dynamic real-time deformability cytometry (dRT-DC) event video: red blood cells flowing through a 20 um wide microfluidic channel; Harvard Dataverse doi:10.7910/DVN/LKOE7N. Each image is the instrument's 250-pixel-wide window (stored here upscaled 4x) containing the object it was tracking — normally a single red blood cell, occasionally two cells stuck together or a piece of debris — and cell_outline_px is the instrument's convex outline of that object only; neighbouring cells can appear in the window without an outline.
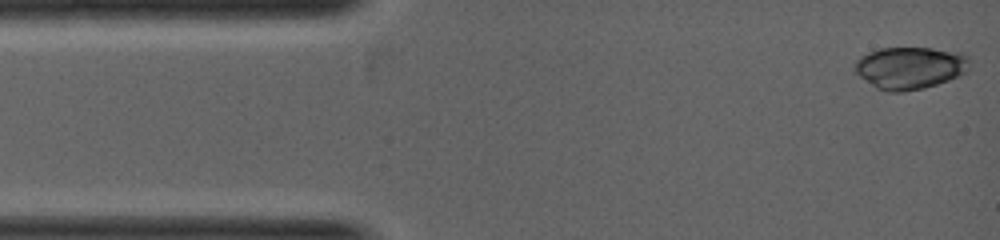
{"species": "common noctule bat (a hibernating species)", "species_latin": "Nyctalus noctula", "temperature_condition": "warm", "stored_images_in_passage": 7, "camera_frame_rate_fps": 5000, "um_per_image_px": 0.085, "animal": {"sex": "female", "body_mass_g": 19.0, "forearm_length_mm": 53.3}, "frame": {"image": 1, "passage_image": 1, "time_ms": 0.0, "image_size_px": [1000, 240], "cell_outline_px": [[968, 72], [960, 76], [924, 88], [904, 92], [888, 92], [876, 88], [860, 76], [856, 72], [852, 64], [860, 56], [868, 52], [880, 48], [932, 48], [964, 52], [968, 56]], "centroid_in_image_um": [77.35, 5.76], "position_along_channel_um": 7.6, "area_um2": 28.55}}
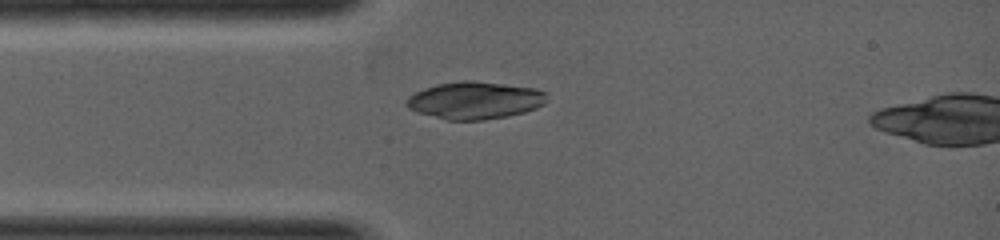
{"frame": {"image": 2, "passage_image": 6, "time_ms": 1.4, "image_size_px": [1000, 240], "cell_outline_px": [[548, 92], [544, 104], [536, 108], [524, 112], [508, 116], [484, 120], [448, 120], [420, 112], [408, 108], [404, 104], [408, 96], [424, 88], [436, 84], [460, 80], [472, 80], [536, 88]], "centroid_in_image_um": [40.38, 8.52], "position_along_channel_um": 44.6, "area_um2": 30.63}}